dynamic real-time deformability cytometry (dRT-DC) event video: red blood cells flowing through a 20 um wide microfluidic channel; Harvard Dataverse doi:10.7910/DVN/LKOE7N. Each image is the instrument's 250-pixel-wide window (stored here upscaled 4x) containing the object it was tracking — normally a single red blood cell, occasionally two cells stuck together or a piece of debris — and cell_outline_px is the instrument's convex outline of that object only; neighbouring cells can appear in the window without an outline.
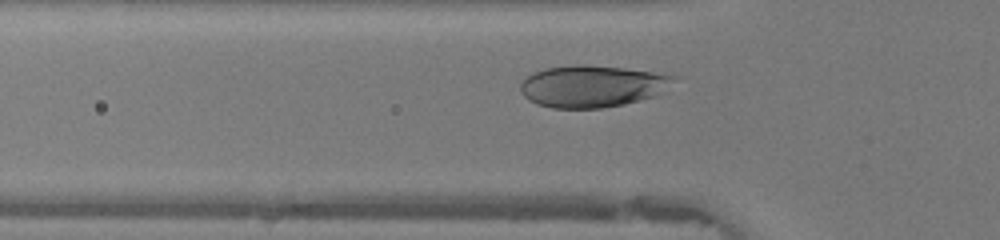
{"species": "human", "species_latin": "Homo sapiens", "temperature_condition": "warm", "stored_images_in_passage": 32, "camera_frame_rate_fps": 3000, "um_per_image_px": 0.085, "donor": {"sex": "female"}, "frame": {"image": 1, "passage_image": 10, "time_ms": 3.0, "image_size_px": [1000, 240], "cell_outline_px": [[676, 76], [656, 96], [624, 104], [604, 108], [552, 108], [536, 104], [528, 100], [520, 92], [520, 84], [532, 72], [544, 68], [576, 64], [580, 64], [624, 68], [652, 72]], "centroid_in_image_um": [50.25, 7.33], "position_along_channel_um": 75.6, "area_um2": 37.22}}
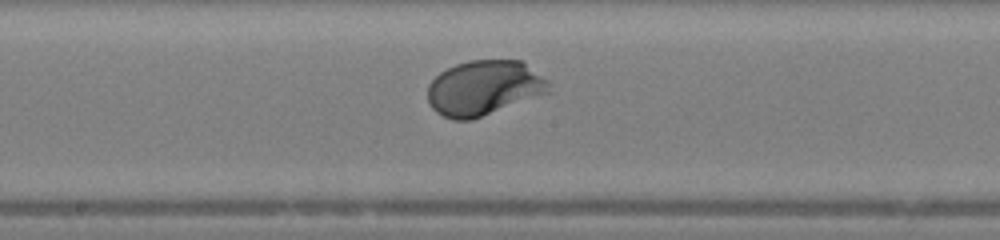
{"frame": {"image": 2, "passage_image": 19, "time_ms": 6.0, "image_size_px": [1000, 240], "cell_outline_px": [[552, 92], [472, 120], [452, 120], [436, 112], [428, 104], [428, 84], [440, 72], [456, 64], [468, 60], [520, 60], [548, 80]], "centroid_in_image_um": [41.14, 7.49], "position_along_channel_um": 207.1, "area_um2": 39.07}}
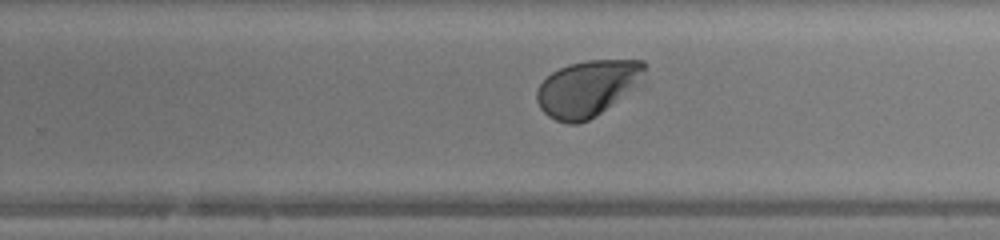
{"frame": {"image": 3, "passage_image": 24, "time_ms": 7.667, "image_size_px": [1000, 240], "cell_outline_px": [[644, 68], [600, 112], [588, 120], [576, 124], [568, 124], [556, 120], [548, 116], [540, 108], [536, 100], [536, 88], [552, 72], [568, 64], [588, 60], [644, 60]], "centroid_in_image_um": [49.69, 7.5], "position_along_channel_um": 280.1, "area_um2": 32.95}, "authors_computed_cell_mechanics": {"area_um2": 37.9457, "velocity_mm_per_s": 4.3814, "shape_relaxation_time_tau1_ms": 1.8016, "shape_relaxation_time_tau2_ms": null, "deformation_change_tau1": 0.1439, "deformation_change_tau2": null}}